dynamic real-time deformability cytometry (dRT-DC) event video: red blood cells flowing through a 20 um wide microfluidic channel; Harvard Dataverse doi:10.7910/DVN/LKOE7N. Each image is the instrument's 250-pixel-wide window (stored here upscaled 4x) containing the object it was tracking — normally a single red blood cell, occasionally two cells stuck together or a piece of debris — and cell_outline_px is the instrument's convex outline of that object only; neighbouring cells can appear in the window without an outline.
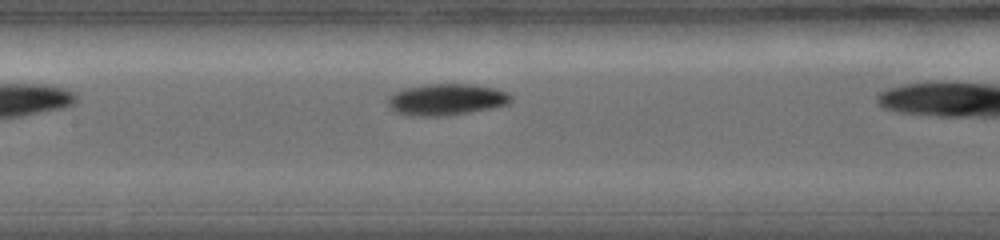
{"species": "common noctule bat (a hibernating species)", "species_latin": "Nyctalus noctula", "temperature_condition": "warm", "stored_images_in_passage": 7, "camera_frame_rate_fps": 5000, "um_per_image_px": 0.085, "animal": {"sex": "female", "body_mass_g": 19.0, "forearm_length_mm": 56.7}, "frame": {"image": 1, "passage_image": 6, "time_ms": 2.4, "image_size_px": [1000, 240], "cell_outline_px": [[512, 100], [508, 104], [468, 112], [444, 116], [408, 116], [396, 112], [388, 104], [388, 96], [404, 88], [428, 84], [476, 84], [496, 88], [508, 92], [512, 96]], "centroid_in_image_um": [37.95, 8.45], "position_along_channel_um": 169.4, "area_um2": 22.6}}